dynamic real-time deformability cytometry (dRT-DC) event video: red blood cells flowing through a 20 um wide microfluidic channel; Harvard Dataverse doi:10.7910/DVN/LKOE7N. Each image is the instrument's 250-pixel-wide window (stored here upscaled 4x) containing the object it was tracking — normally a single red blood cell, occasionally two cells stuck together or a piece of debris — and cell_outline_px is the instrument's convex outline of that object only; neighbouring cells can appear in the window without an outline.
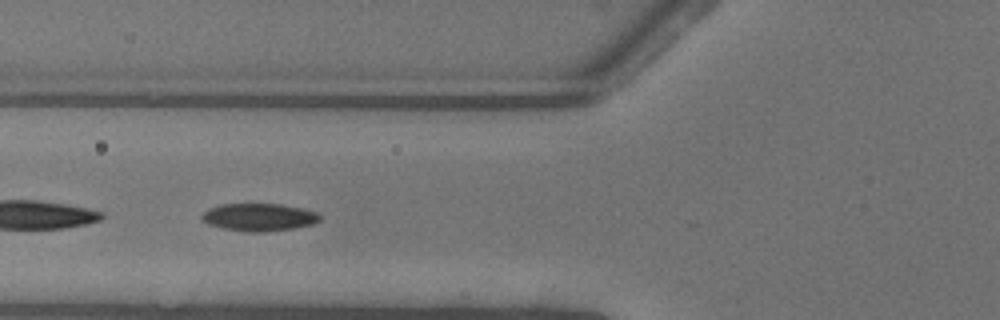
{"species": "common noctule bat (a hibernating species)", "species_latin": "Nyctalus noctula", "temperature_condition": "warm", "stored_images_in_passage": 37, "camera_frame_rate_fps": 3000, "um_per_image_px": 0.085, "animal": {"sex": "female"}, "frame": {"image": 1, "passage_image": 6, "time_ms": 1.667, "image_size_px": [1000, 320], "cell_outline_px": [[320, 220], [312, 224], [296, 228], [264, 232], [252, 232], [220, 228], [208, 224], [200, 216], [208, 208], [220, 204], [280, 204], [300, 208], [316, 212], [320, 216]], "centroid_in_image_um": [21.99, 18.46], "position_along_channel_um": 103.8, "area_um2": 18.96}}
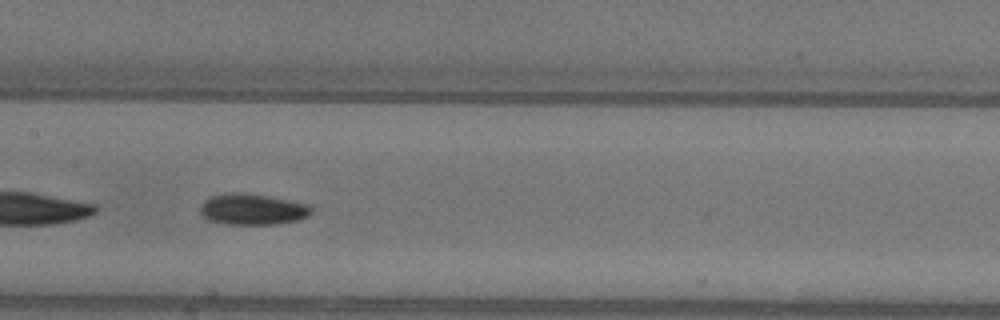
{"frame": {"image": 2, "passage_image": 12, "time_ms": 3.667, "image_size_px": [1000, 320], "cell_outline_px": [[312, 212], [308, 216], [296, 220], [276, 224], [224, 224], [208, 220], [200, 212], [200, 208], [204, 200], [212, 196], [232, 192], [236, 192], [268, 196], [308, 204], [312, 208]], "centroid_in_image_um": [21.45, 17.79], "position_along_channel_um": 186.0, "area_um2": 19.94}}
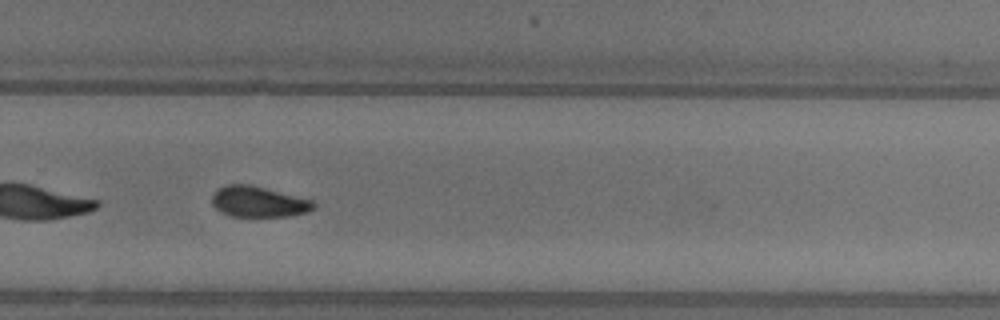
{"frame": {"image": 3, "passage_image": 21, "time_ms": 6.667, "image_size_px": [1000, 320], "cell_outline_px": [[316, 204], [308, 212], [292, 216], [232, 216], [220, 212], [212, 204], [212, 196], [216, 188], [224, 184], [252, 184], [312, 200]], "centroid_in_image_um": [21.94, 17.13], "position_along_channel_um": 307.9, "area_um2": 18.38}, "authors_computed_cell_mechanics": {"area_um2": 18.9006, "velocity_mm_per_s": 4.0876, "shape_relaxation_time_tau1_ms": 4.8025, "shape_relaxation_time_tau2_ms": 9.3064, "deformation_change_tau1": 0.1036, "deformation_change_tau2": 0.1376}}